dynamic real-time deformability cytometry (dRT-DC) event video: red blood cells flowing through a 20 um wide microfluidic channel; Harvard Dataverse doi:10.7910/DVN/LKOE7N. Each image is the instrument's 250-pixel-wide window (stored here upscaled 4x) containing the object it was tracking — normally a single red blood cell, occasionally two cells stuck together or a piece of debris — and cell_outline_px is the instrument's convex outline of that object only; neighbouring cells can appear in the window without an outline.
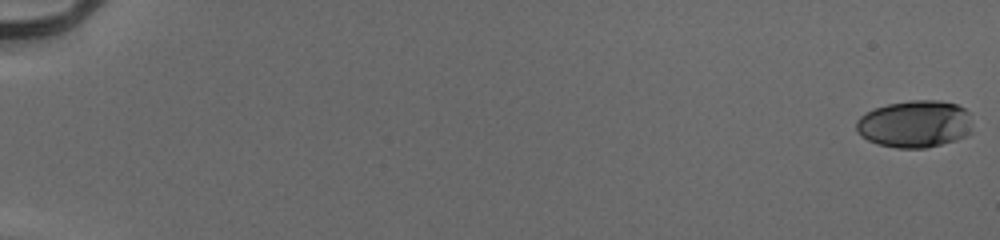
{"species": "human", "species_latin": "Homo sapiens", "temperature_condition": "cold", "stored_images_in_passage": 55, "camera_frame_rate_fps": 3000, "um_per_image_px": 0.085, "donor": {"sex": "male"}, "frame": {"image": 1, "passage_image": 1, "time_ms": 0.0, "image_size_px": [1000, 240], "cell_outline_px": [[972, 132], [968, 136], [956, 140], [924, 148], [896, 148], [876, 144], [860, 136], [856, 132], [856, 120], [864, 112], [888, 104], [908, 100], [940, 100], [956, 104], [972, 112]], "centroid_in_image_um": [77.79, 10.53], "position_along_channel_um": 7.2, "area_um2": 32.66}}
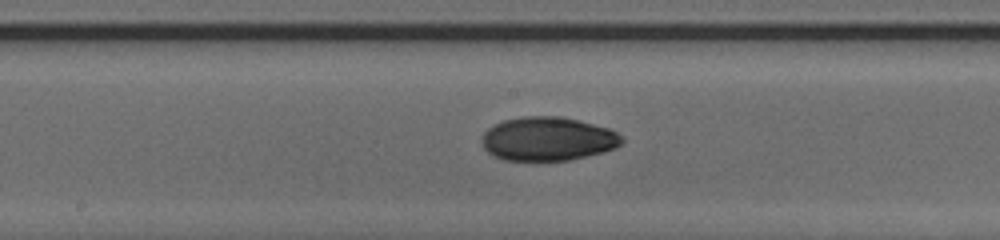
{"frame": {"image": 2, "passage_image": 32, "time_ms": 10.333, "image_size_px": [1000, 240], "cell_outline_px": [[624, 144], [616, 148], [604, 152], [568, 160], [504, 160], [492, 156], [484, 148], [480, 140], [480, 136], [488, 128], [504, 120], [524, 116], [560, 116], [608, 128], [624, 136]], "centroid_in_image_um": [46.56, 11.81], "position_along_channel_um": 201.6, "area_um2": 35.89}}
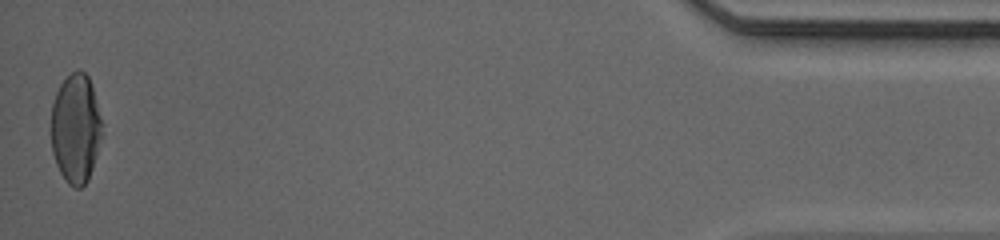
{"frame": {"image": 3, "passage_image": 55, "time_ms": 18.0, "image_size_px": [1000, 240], "cell_outline_px": [[100, 136], [92, 168], [88, 180], [80, 188], [72, 188], [68, 184], [60, 172], [56, 164], [52, 152], [52, 104], [56, 92], [60, 84], [72, 72], [80, 68], [88, 76], [92, 88], [100, 120]], "centroid_in_image_um": [6.39, 10.93], "position_along_channel_um": 428.8, "area_um2": 31.67}, "authors_computed_cell_mechanics": {"area_um2": 33.813, "velocity_mm_per_s": 3.974, "shape_relaxation_time_tau1_ms": 8.8704, "shape_relaxation_time_tau2_ms": 4.8386, "deformation_change_tau1": 0.2512, "deformation_change_tau2": 0.0553}}